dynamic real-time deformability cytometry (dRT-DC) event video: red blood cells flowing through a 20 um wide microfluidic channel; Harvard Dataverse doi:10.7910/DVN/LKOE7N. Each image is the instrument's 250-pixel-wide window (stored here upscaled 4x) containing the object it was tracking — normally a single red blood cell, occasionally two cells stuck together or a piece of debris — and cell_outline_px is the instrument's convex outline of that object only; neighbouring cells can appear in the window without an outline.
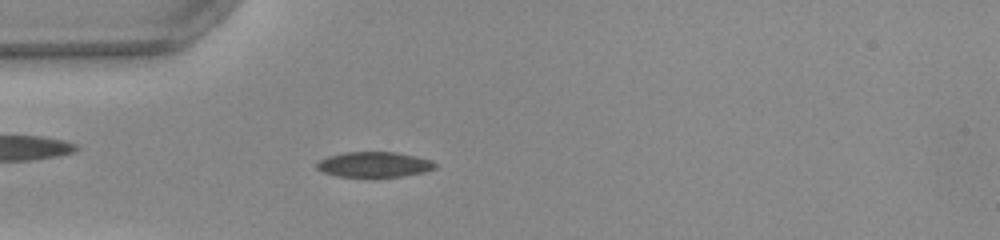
{"species": "common noctule bat (a hibernating species)", "species_latin": "Nyctalus noctula", "temperature_condition": "warm", "stored_images_in_passage": 50, "camera_frame_rate_fps": 3000, "um_per_image_px": 0.085, "animal": {"sex": "female", "body_mass_g": 22.0, "forearm_length_mm": 56.7}, "frame": {"image": 1, "passage_image": 14, "time_ms": 4.333, "image_size_px": [1000, 240], "cell_outline_px": [[436, 168], [424, 172], [400, 176], [336, 176], [324, 172], [316, 168], [316, 164], [320, 160], [328, 156], [344, 152], [396, 152], [416, 156], [432, 160], [436, 164]], "centroid_in_image_um": [31.81, 13.97], "position_along_channel_um": 53.2, "area_um2": 17.28}}
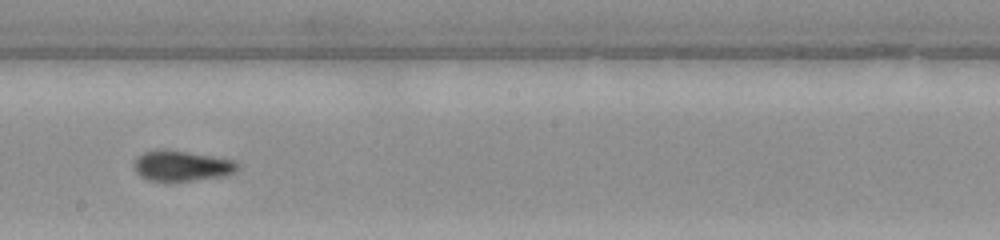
{"frame": {"image": 2, "passage_image": 28, "time_ms": 9.0, "image_size_px": [1000, 240], "cell_outline_px": [[240, 168], [236, 172], [224, 176], [164, 184], [148, 180], [140, 176], [136, 172], [132, 164], [136, 156], [144, 152], [156, 148], [168, 148], [236, 160], [240, 164]], "centroid_in_image_um": [15.41, 14.1], "position_along_channel_um": 232.8, "area_um2": 19.54}}
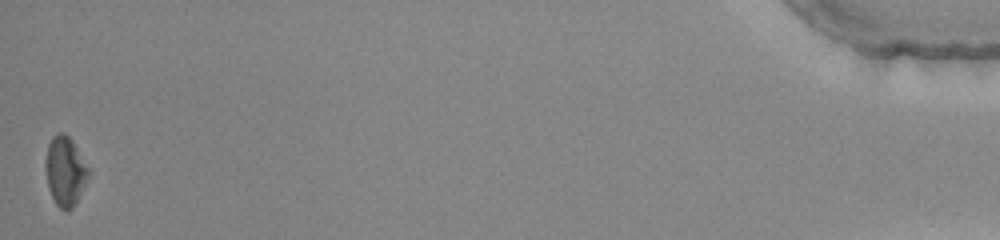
{"frame": {"image": 3, "passage_image": 50, "time_ms": 16.333, "image_size_px": [1000, 240], "cell_outline_px": [[88, 176], [72, 208], [68, 212], [60, 208], [56, 204], [48, 188], [48, 144], [52, 136], [60, 132], [64, 132], [72, 140], [88, 168]], "centroid_in_image_um": [5.55, 14.54], "position_along_channel_um": 429.6, "area_um2": 16.42}, "authors_computed_cell_mechanics": {"area_um2": 18.1492, "velocity_mm_per_s": 4.0162, "shape_relaxation_time_tau1_ms": null, "shape_relaxation_time_tau2_ms": 1.6412, "deformation_change_tau1": null, "deformation_change_tau2": 0.0519}}